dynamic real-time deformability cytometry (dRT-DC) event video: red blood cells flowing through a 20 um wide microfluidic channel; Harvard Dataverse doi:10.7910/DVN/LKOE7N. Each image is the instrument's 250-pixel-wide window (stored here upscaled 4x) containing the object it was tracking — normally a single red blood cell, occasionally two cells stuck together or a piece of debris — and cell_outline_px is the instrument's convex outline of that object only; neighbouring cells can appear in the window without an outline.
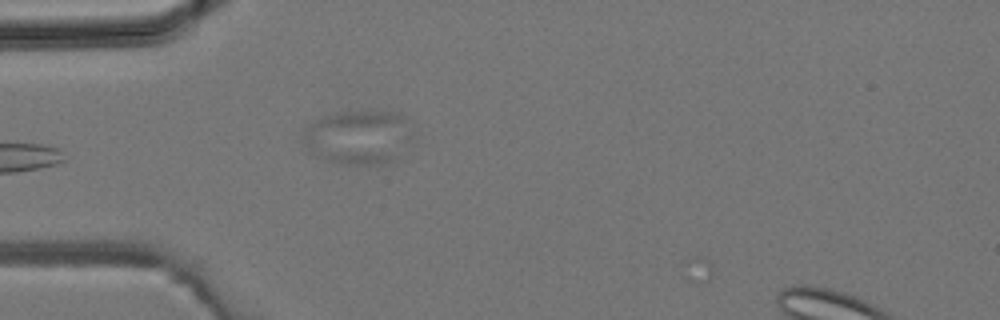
{"species": "common noctule bat (a hibernating species)", "species_latin": "Nyctalus noctula", "temperature_condition": "room temperature", "stored_images_in_passage": 2, "camera_frame_rate_fps": 3000, "um_per_image_px": 0.085, "animal": {"sex": "male", "body_mass_g": 19.2, "forearm_length_mm": 51.8}, "frame": {"image": 1, "passage_image": 1, "time_ms": 0.0, "image_size_px": [1000, 320], "cell_outline_px": [[416, 136], [388, 160], [372, 164], [348, 164], [332, 160], [308, 152], [304, 136], [308, 128], [316, 120], [340, 112], [396, 112], [404, 116]], "centroid_in_image_um": [30.51, 11.63], "position_along_channel_um": 54.5, "area_um2": 33.12}}